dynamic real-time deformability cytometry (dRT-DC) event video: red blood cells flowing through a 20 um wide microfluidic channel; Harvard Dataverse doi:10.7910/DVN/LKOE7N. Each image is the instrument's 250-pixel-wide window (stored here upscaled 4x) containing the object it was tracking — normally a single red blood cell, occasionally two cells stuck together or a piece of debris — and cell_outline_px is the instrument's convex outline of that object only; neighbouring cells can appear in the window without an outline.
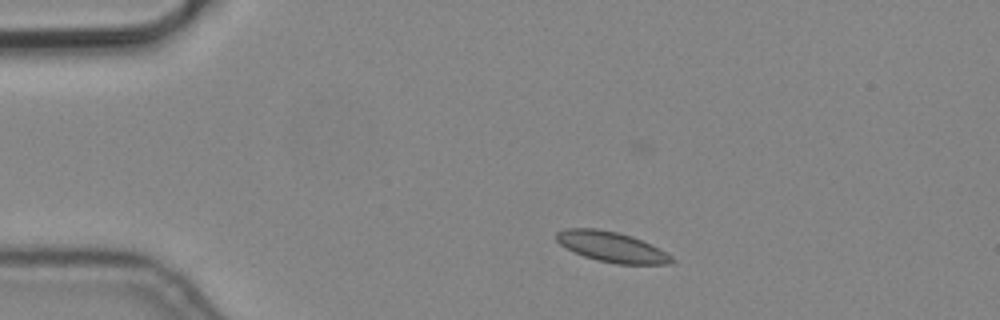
{"species": "common noctule bat (a hibernating species)", "species_latin": "Nyctalus noctula", "temperature_condition": "cold", "stored_images_in_passage": 4, "camera_frame_rate_fps": 3000, "um_per_image_px": 0.085, "animal": {"sex": "male", "body_mass_g": 19.2, "forearm_length_mm": 51.8}, "frame": {"image": 1, "passage_image": 2, "time_ms": 0.333, "image_size_px": [1000, 320], "cell_outline_px": [[676, 260], [672, 264], [616, 264], [596, 260], [572, 252], [560, 244], [556, 240], [556, 232], [564, 228], [596, 228], [616, 232], [632, 236], [672, 256]], "centroid_in_image_um": [51.94, 20.99], "position_along_channel_um": 33.1, "area_um2": 20.29}}